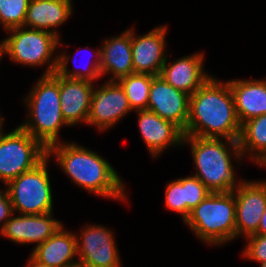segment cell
I'll return each mask as SVG.
<instances>
[{"mask_svg": "<svg viewBox=\"0 0 266 267\" xmlns=\"http://www.w3.org/2000/svg\"><path fill=\"white\" fill-rule=\"evenodd\" d=\"M241 124L237 118L229 83L212 76L189 99L184 136L225 138L238 141Z\"/></svg>", "mask_w": 266, "mask_h": 267, "instance_id": "cell-1", "label": "cell"}, {"mask_svg": "<svg viewBox=\"0 0 266 267\" xmlns=\"http://www.w3.org/2000/svg\"><path fill=\"white\" fill-rule=\"evenodd\" d=\"M55 155L58 164L75 184L99 196L122 199L125 191L121 178L103 157L75 143H55L47 156Z\"/></svg>", "mask_w": 266, "mask_h": 267, "instance_id": "cell-2", "label": "cell"}, {"mask_svg": "<svg viewBox=\"0 0 266 267\" xmlns=\"http://www.w3.org/2000/svg\"><path fill=\"white\" fill-rule=\"evenodd\" d=\"M225 140L229 144L228 147L225 142L220 141V138L197 136H184L183 138V145L189 142L192 146V156L197 167L196 171L198 170L194 176L211 192H232L237 187L230 151L232 150L233 155L239 160L242 158V153L238 141Z\"/></svg>", "mask_w": 266, "mask_h": 267, "instance_id": "cell-3", "label": "cell"}, {"mask_svg": "<svg viewBox=\"0 0 266 267\" xmlns=\"http://www.w3.org/2000/svg\"><path fill=\"white\" fill-rule=\"evenodd\" d=\"M30 119L20 125L46 148L57 143L58 133L66 122L60 104V75H42L25 99Z\"/></svg>", "mask_w": 266, "mask_h": 267, "instance_id": "cell-4", "label": "cell"}, {"mask_svg": "<svg viewBox=\"0 0 266 267\" xmlns=\"http://www.w3.org/2000/svg\"><path fill=\"white\" fill-rule=\"evenodd\" d=\"M202 241L222 244L236 237V202L234 192H211L193 208L185 219Z\"/></svg>", "mask_w": 266, "mask_h": 267, "instance_id": "cell-5", "label": "cell"}, {"mask_svg": "<svg viewBox=\"0 0 266 267\" xmlns=\"http://www.w3.org/2000/svg\"><path fill=\"white\" fill-rule=\"evenodd\" d=\"M23 28L16 27L7 30L11 34L1 42L2 55L8 54L9 58L14 62L28 66H41L48 62L49 66L44 75L55 73L58 56L52 61L50 59L57 46H59L60 38L49 31L38 29L24 30Z\"/></svg>", "mask_w": 266, "mask_h": 267, "instance_id": "cell-6", "label": "cell"}, {"mask_svg": "<svg viewBox=\"0 0 266 267\" xmlns=\"http://www.w3.org/2000/svg\"><path fill=\"white\" fill-rule=\"evenodd\" d=\"M46 157L47 148L20 126L8 134L0 131V180L5 185Z\"/></svg>", "mask_w": 266, "mask_h": 267, "instance_id": "cell-7", "label": "cell"}, {"mask_svg": "<svg viewBox=\"0 0 266 267\" xmlns=\"http://www.w3.org/2000/svg\"><path fill=\"white\" fill-rule=\"evenodd\" d=\"M47 156L34 169L11 180L7 192L13 211L21 214H46L52 212V192L47 170Z\"/></svg>", "mask_w": 266, "mask_h": 267, "instance_id": "cell-8", "label": "cell"}, {"mask_svg": "<svg viewBox=\"0 0 266 267\" xmlns=\"http://www.w3.org/2000/svg\"><path fill=\"white\" fill-rule=\"evenodd\" d=\"M77 238V252L82 267H120V257L113 233L104 226L88 225ZM81 241V242H80Z\"/></svg>", "mask_w": 266, "mask_h": 267, "instance_id": "cell-9", "label": "cell"}, {"mask_svg": "<svg viewBox=\"0 0 266 267\" xmlns=\"http://www.w3.org/2000/svg\"><path fill=\"white\" fill-rule=\"evenodd\" d=\"M87 123L100 130H107L128 112L132 111L123 87L118 81L108 80L94 89ZM107 128V129H106Z\"/></svg>", "mask_w": 266, "mask_h": 267, "instance_id": "cell-10", "label": "cell"}, {"mask_svg": "<svg viewBox=\"0 0 266 267\" xmlns=\"http://www.w3.org/2000/svg\"><path fill=\"white\" fill-rule=\"evenodd\" d=\"M239 184V185H238ZM233 190L236 202V236L257 232L266 209V181L241 182Z\"/></svg>", "mask_w": 266, "mask_h": 267, "instance_id": "cell-11", "label": "cell"}, {"mask_svg": "<svg viewBox=\"0 0 266 267\" xmlns=\"http://www.w3.org/2000/svg\"><path fill=\"white\" fill-rule=\"evenodd\" d=\"M189 99V94L174 88L156 75L150 86L147 110L174 122L184 131L189 115Z\"/></svg>", "mask_w": 266, "mask_h": 267, "instance_id": "cell-12", "label": "cell"}, {"mask_svg": "<svg viewBox=\"0 0 266 267\" xmlns=\"http://www.w3.org/2000/svg\"><path fill=\"white\" fill-rule=\"evenodd\" d=\"M166 27L152 29L142 36H134L131 30V47L133 55L134 73L159 75L167 61L165 55Z\"/></svg>", "mask_w": 266, "mask_h": 267, "instance_id": "cell-13", "label": "cell"}, {"mask_svg": "<svg viewBox=\"0 0 266 267\" xmlns=\"http://www.w3.org/2000/svg\"><path fill=\"white\" fill-rule=\"evenodd\" d=\"M62 226L60 221L52 218V212L46 214H21L10 217L0 230V234L19 243L45 242Z\"/></svg>", "mask_w": 266, "mask_h": 267, "instance_id": "cell-14", "label": "cell"}, {"mask_svg": "<svg viewBox=\"0 0 266 267\" xmlns=\"http://www.w3.org/2000/svg\"><path fill=\"white\" fill-rule=\"evenodd\" d=\"M139 130L152 157L168 146L183 144V130L174 122L161 118L153 111L137 110Z\"/></svg>", "mask_w": 266, "mask_h": 267, "instance_id": "cell-15", "label": "cell"}, {"mask_svg": "<svg viewBox=\"0 0 266 267\" xmlns=\"http://www.w3.org/2000/svg\"><path fill=\"white\" fill-rule=\"evenodd\" d=\"M93 95V83L60 76V104L68 126L87 123Z\"/></svg>", "mask_w": 266, "mask_h": 267, "instance_id": "cell-16", "label": "cell"}, {"mask_svg": "<svg viewBox=\"0 0 266 267\" xmlns=\"http://www.w3.org/2000/svg\"><path fill=\"white\" fill-rule=\"evenodd\" d=\"M203 54H193L167 65L165 61L159 74L169 85L190 96L211 76L203 72Z\"/></svg>", "mask_w": 266, "mask_h": 267, "instance_id": "cell-17", "label": "cell"}, {"mask_svg": "<svg viewBox=\"0 0 266 267\" xmlns=\"http://www.w3.org/2000/svg\"><path fill=\"white\" fill-rule=\"evenodd\" d=\"M61 226L45 242L36 245L31 256L39 263L50 267H72L78 264L73 257L78 255L77 237ZM76 261V262H75Z\"/></svg>", "mask_w": 266, "mask_h": 267, "instance_id": "cell-18", "label": "cell"}, {"mask_svg": "<svg viewBox=\"0 0 266 267\" xmlns=\"http://www.w3.org/2000/svg\"><path fill=\"white\" fill-rule=\"evenodd\" d=\"M100 49L101 75L112 73L110 81H118L134 73L131 47V29L117 37L107 39Z\"/></svg>", "mask_w": 266, "mask_h": 267, "instance_id": "cell-19", "label": "cell"}, {"mask_svg": "<svg viewBox=\"0 0 266 267\" xmlns=\"http://www.w3.org/2000/svg\"><path fill=\"white\" fill-rule=\"evenodd\" d=\"M240 124L266 114V80L228 81Z\"/></svg>", "mask_w": 266, "mask_h": 267, "instance_id": "cell-20", "label": "cell"}, {"mask_svg": "<svg viewBox=\"0 0 266 267\" xmlns=\"http://www.w3.org/2000/svg\"><path fill=\"white\" fill-rule=\"evenodd\" d=\"M72 8L70 0H30L24 29L30 27V29L45 30L59 37L57 31L51 29L68 19L73 12Z\"/></svg>", "mask_w": 266, "mask_h": 267, "instance_id": "cell-21", "label": "cell"}, {"mask_svg": "<svg viewBox=\"0 0 266 267\" xmlns=\"http://www.w3.org/2000/svg\"><path fill=\"white\" fill-rule=\"evenodd\" d=\"M238 145L242 156L248 152L256 163L266 155V114L241 124Z\"/></svg>", "mask_w": 266, "mask_h": 267, "instance_id": "cell-22", "label": "cell"}, {"mask_svg": "<svg viewBox=\"0 0 266 267\" xmlns=\"http://www.w3.org/2000/svg\"><path fill=\"white\" fill-rule=\"evenodd\" d=\"M153 75L133 73L118 80L123 87L132 110L147 109Z\"/></svg>", "mask_w": 266, "mask_h": 267, "instance_id": "cell-23", "label": "cell"}, {"mask_svg": "<svg viewBox=\"0 0 266 267\" xmlns=\"http://www.w3.org/2000/svg\"><path fill=\"white\" fill-rule=\"evenodd\" d=\"M30 0H0V24L6 30L24 27Z\"/></svg>", "mask_w": 266, "mask_h": 267, "instance_id": "cell-24", "label": "cell"}, {"mask_svg": "<svg viewBox=\"0 0 266 267\" xmlns=\"http://www.w3.org/2000/svg\"><path fill=\"white\" fill-rule=\"evenodd\" d=\"M95 54V57L97 56V60H94L93 64L90 65V68L84 70L83 72H81V70H75L74 72L73 70L71 71L67 69V62L69 61V57L65 56L64 54H60L58 56L56 73L62 77L86 80L93 83L94 80L102 76L100 69V49L97 50Z\"/></svg>", "mask_w": 266, "mask_h": 267, "instance_id": "cell-25", "label": "cell"}, {"mask_svg": "<svg viewBox=\"0 0 266 267\" xmlns=\"http://www.w3.org/2000/svg\"><path fill=\"white\" fill-rule=\"evenodd\" d=\"M211 191L194 175L184 178L186 218L190 211L202 202Z\"/></svg>", "mask_w": 266, "mask_h": 267, "instance_id": "cell-26", "label": "cell"}, {"mask_svg": "<svg viewBox=\"0 0 266 267\" xmlns=\"http://www.w3.org/2000/svg\"><path fill=\"white\" fill-rule=\"evenodd\" d=\"M165 204L168 209L178 212L186 219V201L184 195V178L171 181L165 194Z\"/></svg>", "mask_w": 266, "mask_h": 267, "instance_id": "cell-27", "label": "cell"}, {"mask_svg": "<svg viewBox=\"0 0 266 267\" xmlns=\"http://www.w3.org/2000/svg\"><path fill=\"white\" fill-rule=\"evenodd\" d=\"M249 239L248 245L244 249L243 256L257 262L266 261V235L253 234Z\"/></svg>", "mask_w": 266, "mask_h": 267, "instance_id": "cell-28", "label": "cell"}, {"mask_svg": "<svg viewBox=\"0 0 266 267\" xmlns=\"http://www.w3.org/2000/svg\"><path fill=\"white\" fill-rule=\"evenodd\" d=\"M13 212L14 211L11 199L9 197L7 190H5V192L0 191V222H3L0 230L3 228L4 224L10 219V217L14 214Z\"/></svg>", "mask_w": 266, "mask_h": 267, "instance_id": "cell-29", "label": "cell"}, {"mask_svg": "<svg viewBox=\"0 0 266 267\" xmlns=\"http://www.w3.org/2000/svg\"><path fill=\"white\" fill-rule=\"evenodd\" d=\"M255 234L266 235V209L263 212L262 218L260 219V223Z\"/></svg>", "mask_w": 266, "mask_h": 267, "instance_id": "cell-30", "label": "cell"}, {"mask_svg": "<svg viewBox=\"0 0 266 267\" xmlns=\"http://www.w3.org/2000/svg\"><path fill=\"white\" fill-rule=\"evenodd\" d=\"M29 258L30 259L28 260L27 267H50L48 265H44L42 263L37 262L32 256Z\"/></svg>", "mask_w": 266, "mask_h": 267, "instance_id": "cell-31", "label": "cell"}, {"mask_svg": "<svg viewBox=\"0 0 266 267\" xmlns=\"http://www.w3.org/2000/svg\"><path fill=\"white\" fill-rule=\"evenodd\" d=\"M257 164L260 166L266 167V155L261 160H259Z\"/></svg>", "mask_w": 266, "mask_h": 267, "instance_id": "cell-32", "label": "cell"}, {"mask_svg": "<svg viewBox=\"0 0 266 267\" xmlns=\"http://www.w3.org/2000/svg\"><path fill=\"white\" fill-rule=\"evenodd\" d=\"M3 118L0 116V131L2 130Z\"/></svg>", "mask_w": 266, "mask_h": 267, "instance_id": "cell-33", "label": "cell"}, {"mask_svg": "<svg viewBox=\"0 0 266 267\" xmlns=\"http://www.w3.org/2000/svg\"><path fill=\"white\" fill-rule=\"evenodd\" d=\"M261 263V267H266V261L265 262H260Z\"/></svg>", "mask_w": 266, "mask_h": 267, "instance_id": "cell-34", "label": "cell"}, {"mask_svg": "<svg viewBox=\"0 0 266 267\" xmlns=\"http://www.w3.org/2000/svg\"><path fill=\"white\" fill-rule=\"evenodd\" d=\"M2 57V52H1V42H0V58ZM1 60V59H0Z\"/></svg>", "mask_w": 266, "mask_h": 267, "instance_id": "cell-35", "label": "cell"}, {"mask_svg": "<svg viewBox=\"0 0 266 267\" xmlns=\"http://www.w3.org/2000/svg\"><path fill=\"white\" fill-rule=\"evenodd\" d=\"M72 267H82L80 264L74 265Z\"/></svg>", "mask_w": 266, "mask_h": 267, "instance_id": "cell-36", "label": "cell"}]
</instances>
